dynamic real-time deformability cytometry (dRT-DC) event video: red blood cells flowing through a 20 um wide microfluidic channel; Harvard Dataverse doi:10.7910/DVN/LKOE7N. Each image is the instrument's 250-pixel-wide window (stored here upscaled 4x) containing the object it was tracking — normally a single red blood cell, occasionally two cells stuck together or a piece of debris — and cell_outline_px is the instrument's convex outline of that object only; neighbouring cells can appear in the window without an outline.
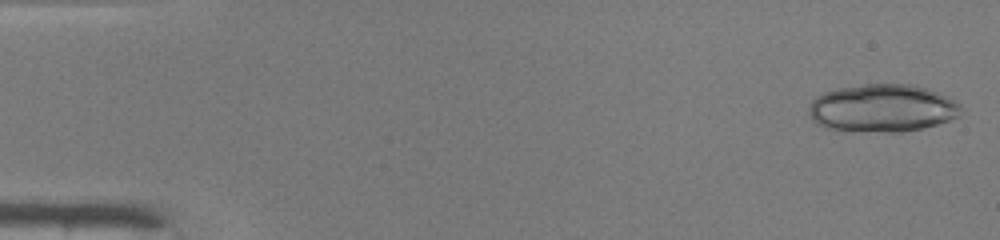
{"species": "common noctule bat (a hibernating species)", "species_latin": "Nyctalus noctula", "temperature_condition": "warm", "stored_images_in_passage": 36, "camera_frame_rate_fps": 3000, "um_per_image_px": 0.085, "animal": {"sex": "male", "body_mass_g": 19.0, "forearm_length_mm": 50.8}, "frame": {"image": 1, "passage_image": 1, "time_ms": 0.0, "image_size_px": [1000, 240], "cell_outline_px": [[960, 116], [924, 128], [900, 132], [888, 132], [824, 128], [816, 124], [808, 116], [808, 108], [812, 100], [816, 96], [824, 92], [840, 88], [864, 84], [912, 84], [928, 88], [940, 92], [956, 100], [960, 104]], "centroid_in_image_um": [75.0, 9.18], "position_along_channel_um": 10.0, "area_um2": 42.54}}